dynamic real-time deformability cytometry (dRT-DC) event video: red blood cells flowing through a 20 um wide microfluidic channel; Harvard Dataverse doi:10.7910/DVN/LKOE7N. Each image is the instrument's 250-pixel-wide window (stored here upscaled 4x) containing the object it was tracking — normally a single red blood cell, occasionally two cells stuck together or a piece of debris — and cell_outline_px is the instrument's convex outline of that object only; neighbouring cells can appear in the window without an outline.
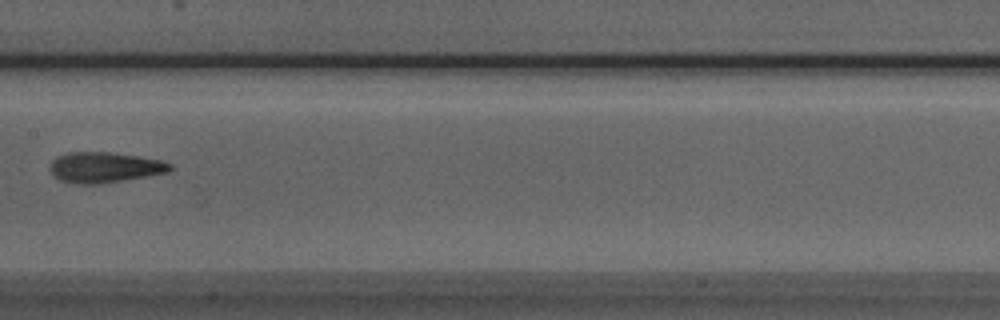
{"species": "Egyptian fruit bat (a non-hibernating species)", "species_latin": "Rousettus aegyptiacus", "temperature_condition": "room temperature", "stored_images_in_passage": 7, "camera_frame_rate_fps": 3000, "um_per_image_px": 0.085, "animal": {"sex": "male"}, "frame": {"image": 1, "passage_image": 7, "time_ms": 2.0, "image_size_px": [1000, 320], "cell_outline_px": [[172, 168], [168, 172], [124, 180], [100, 184], [80, 184], [60, 180], [52, 176], [52, 160], [56, 156], [68, 152], [108, 152], [136, 156], [160, 160], [172, 164]], "centroid_in_image_um": [8.87, 14.23], "position_along_channel_um": 198.5, "area_um2": 21.15}}